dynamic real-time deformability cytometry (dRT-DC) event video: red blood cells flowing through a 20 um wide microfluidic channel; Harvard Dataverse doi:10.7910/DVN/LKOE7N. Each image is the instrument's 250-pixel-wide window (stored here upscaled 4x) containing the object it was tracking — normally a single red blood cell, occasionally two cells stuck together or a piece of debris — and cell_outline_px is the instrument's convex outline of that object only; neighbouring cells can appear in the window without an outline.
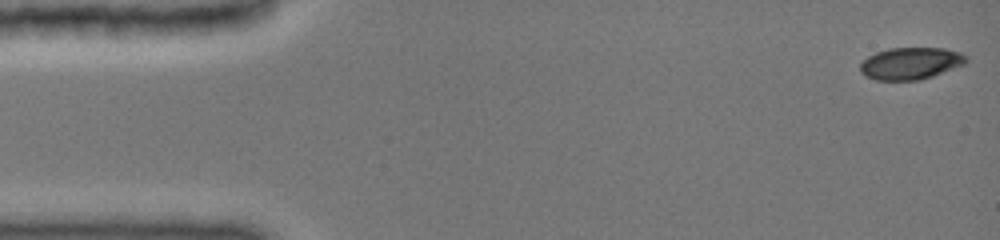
{"species": "common noctule bat (a hibernating species)", "species_latin": "Nyctalus noctula", "temperature_condition": "cold", "stored_images_in_passage": 23, "camera_frame_rate_fps": 3000, "um_per_image_px": 0.085, "animal": {"sex": "female", "body_mass_g": 19.0, "forearm_length_mm": 51.5}, "frame": {"image": 1, "passage_image": 1, "time_ms": 0.0, "image_size_px": [1000, 240], "cell_outline_px": [[968, 60], [964, 64], [932, 76], [916, 80], [876, 80], [860, 72], [860, 64], [868, 56], [876, 52], [892, 48], [944, 48], [960, 52], [968, 56]], "centroid_in_image_um": [77.42, 5.38], "position_along_channel_um": 7.6, "area_um2": 19.59}}
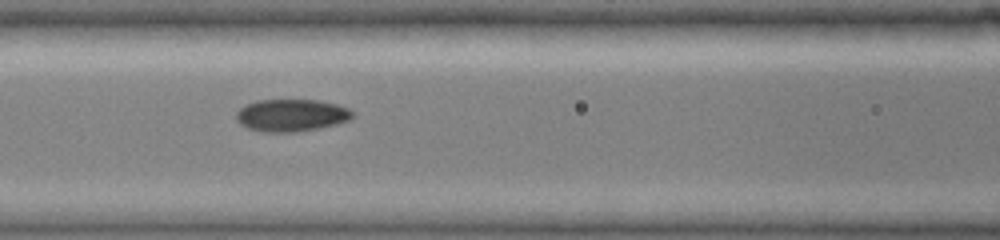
{"frame": {"image": 2, "passage_image": 14, "time_ms": 6.333, "image_size_px": [1000, 240], "cell_outline_px": [[356, 116], [348, 120], [336, 124], [320, 128], [296, 132], [264, 132], [248, 128], [240, 124], [236, 120], [236, 112], [240, 108], [256, 100], [316, 100], [336, 104], [348, 108]], "centroid_in_image_um": [24.76, 9.8], "position_along_channel_um": 141.8, "area_um2": 21.91}}
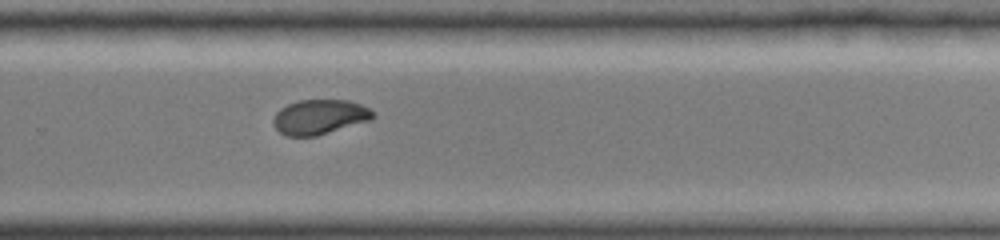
{"frame": {"image": 3, "passage_image": 23, "time_ms": 10.333, "image_size_px": [1000, 240], "cell_outline_px": [[376, 116], [372, 120], [316, 136], [288, 136], [280, 132], [276, 128], [272, 120], [276, 112], [280, 108], [288, 104], [300, 100], [348, 100], [360, 104], [368, 108]], "centroid_in_image_um": [27.17, 9.94], "position_along_channel_um": 302.6, "area_um2": 20.17}}